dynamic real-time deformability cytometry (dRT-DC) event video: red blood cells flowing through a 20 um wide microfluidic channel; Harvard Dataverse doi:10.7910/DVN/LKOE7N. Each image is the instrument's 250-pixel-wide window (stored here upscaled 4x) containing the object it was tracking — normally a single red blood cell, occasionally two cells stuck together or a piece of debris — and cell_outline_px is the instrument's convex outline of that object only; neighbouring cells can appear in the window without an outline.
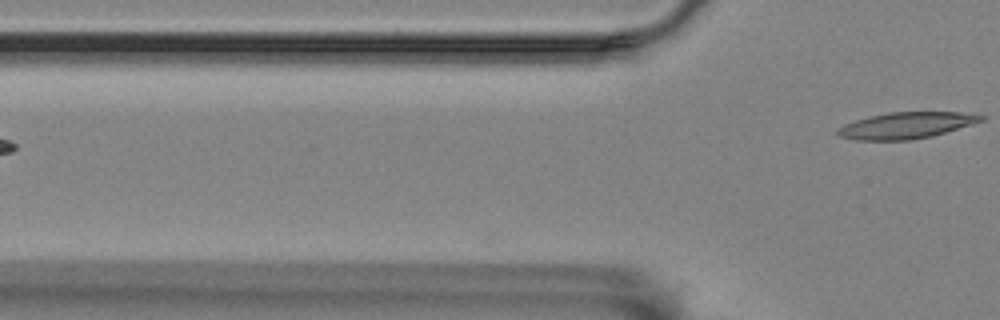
{"species": "Egyptian fruit bat (a non-hibernating species)", "species_latin": "Rousettus aegyptiacus", "temperature_condition": "room temperature", "stored_images_in_passage": 2, "camera_frame_rate_fps": 3000, "um_per_image_px": 0.085, "animal": {"sex": "female"}, "frame": {"image": 1, "passage_image": 2, "time_ms": 0.333, "image_size_px": [1000, 320], "cell_outline_px": [[984, 120], [932, 136], [908, 140], [856, 140], [836, 136], [836, 132], [844, 124], [868, 116], [888, 112], [960, 112], [984, 116]], "centroid_in_image_um": [76.97, 10.66], "position_along_channel_um": 48.8, "area_um2": 21.85}}